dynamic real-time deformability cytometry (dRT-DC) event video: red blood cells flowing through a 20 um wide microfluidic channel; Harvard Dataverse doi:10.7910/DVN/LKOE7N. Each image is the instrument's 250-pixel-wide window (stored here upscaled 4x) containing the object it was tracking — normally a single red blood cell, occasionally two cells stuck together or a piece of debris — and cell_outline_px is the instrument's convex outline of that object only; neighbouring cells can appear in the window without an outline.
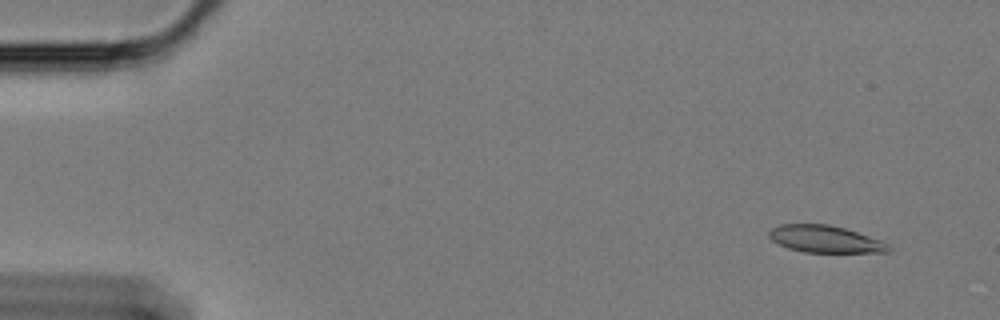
{"species": "Egyptian fruit bat (a non-hibernating species)", "species_latin": "Rousettus aegyptiacus", "temperature_condition": "cold", "stored_images_in_passage": 60, "camera_frame_rate_fps": 3000, "um_per_image_px": 0.085, "animal": {"sex": "female"}, "frame": {"image": 1, "passage_image": 5, "time_ms": 1.333, "image_size_px": [1000, 320], "cell_outline_px": [[892, 248], [888, 252], [804, 252], [788, 248], [772, 240], [768, 236], [768, 232], [772, 228], [780, 224], [828, 224], [844, 228], [880, 240], [888, 244]], "centroid_in_image_um": [70.12, 20.32], "position_along_channel_um": 14.9, "area_um2": 18.67}}
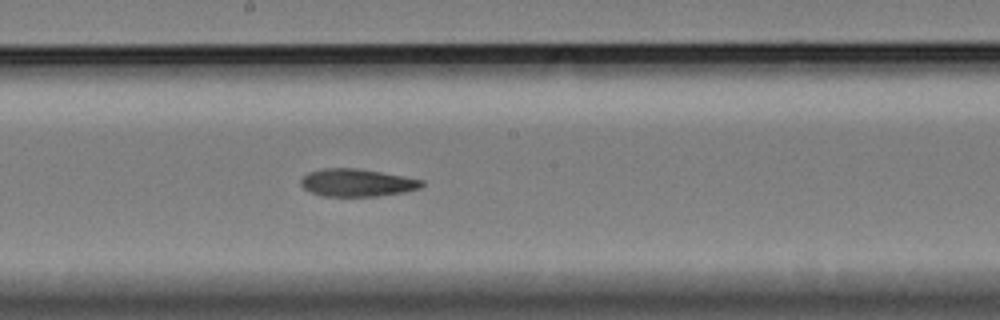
{"frame": {"image": 2, "passage_image": 33, "time_ms": 10.667, "image_size_px": [1000, 320], "cell_outline_px": [[424, 184], [420, 188], [404, 192], [376, 196], [324, 196], [312, 192], [304, 188], [300, 184], [300, 180], [308, 172], [320, 168], [356, 168], [380, 172], [424, 180]], "centroid_in_image_um": [30.33, 15.52], "position_along_channel_um": 217.9, "area_um2": 19.36}}
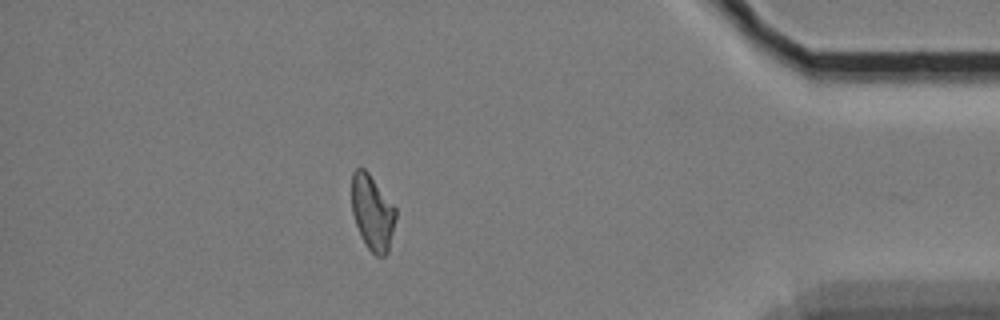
{"frame": {"image": 3, "passage_image": 53, "time_ms": 17.333, "image_size_px": [1000, 320], "cell_outline_px": [[396, 216], [388, 252], [384, 256], [376, 256], [364, 244], [356, 224], [352, 212], [352, 172], [356, 168], [364, 168], [368, 172], [396, 208]], "centroid_in_image_um": [31.65, 18.07], "position_along_channel_um": 403.6, "area_um2": 19.19}, "authors_computed_cell_mechanics": {"area_um2": 19.7965, "velocity_mm_per_s": 3.379, "shape_relaxation_time_tau1_ms": null, "shape_relaxation_time_tau2_ms": 7.2807, "deformation_change_tau1": null, "deformation_change_tau2": 0.1498}}